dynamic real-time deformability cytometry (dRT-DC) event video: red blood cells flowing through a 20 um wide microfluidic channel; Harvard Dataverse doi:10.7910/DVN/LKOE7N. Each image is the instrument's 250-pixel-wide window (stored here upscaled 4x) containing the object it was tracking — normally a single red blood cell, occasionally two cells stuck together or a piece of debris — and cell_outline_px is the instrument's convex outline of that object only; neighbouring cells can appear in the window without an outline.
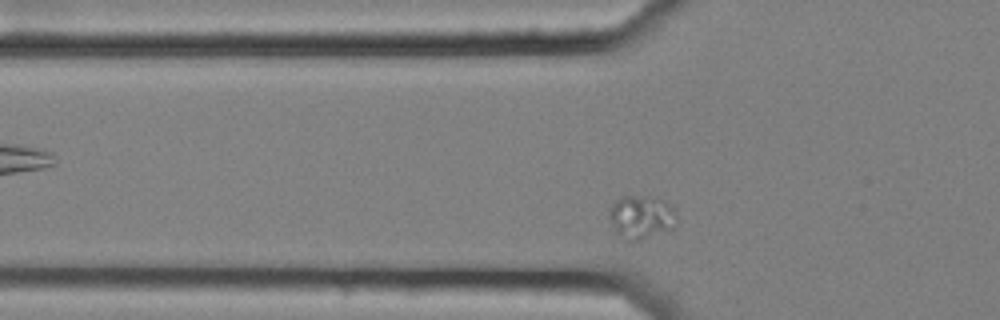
{"species": "common noctule bat (a hibernating species)", "species_latin": "Nyctalus noctula", "temperature_condition": "cold", "stored_images_in_passage": 51, "segment_of_instrument_passage": [1, 2], "camera_frame_rate_fps": 3000, "um_per_image_px": 0.085, "animal": {"sex": "female", "body_mass_g": 25.1}, "frame": {"image": 1, "passage_image": 11, "time_ms": 3.333, "image_size_px": [1000, 320], "cell_outline_px": [[676, 208], [672, 228], [640, 240], [628, 240], [616, 232], [608, 216], [608, 212], [612, 204], [616, 200], [624, 196], [644, 196], [664, 200]], "centroid_in_image_um": [54.48, 18.42], "position_along_channel_um": 71.3, "area_um2": 16.7}}
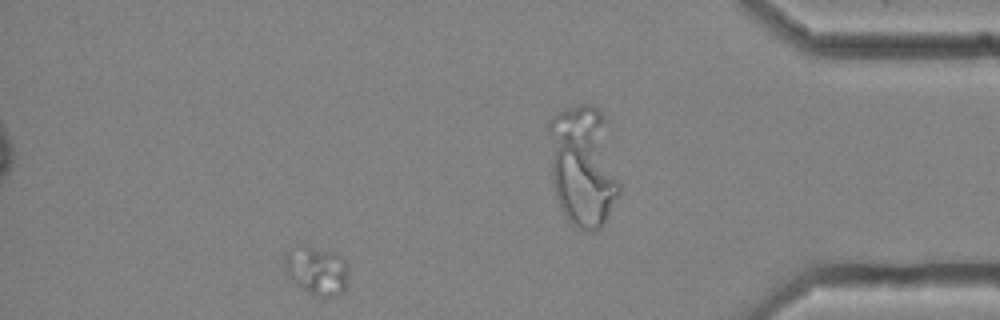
{"frame": {"image": 2, "passage_image": 45, "time_ms": 14.667, "image_size_px": [1000, 320], "cell_outline_px": [[348, 284], [344, 292], [340, 296], [324, 300], [320, 300], [312, 296], [288, 272], [284, 256], [292, 248], [312, 248], [332, 252], [344, 256], [348, 264]], "centroid_in_image_um": [27.08, 23.09], "position_along_channel_um": 408.1, "area_um2": 17.98}}